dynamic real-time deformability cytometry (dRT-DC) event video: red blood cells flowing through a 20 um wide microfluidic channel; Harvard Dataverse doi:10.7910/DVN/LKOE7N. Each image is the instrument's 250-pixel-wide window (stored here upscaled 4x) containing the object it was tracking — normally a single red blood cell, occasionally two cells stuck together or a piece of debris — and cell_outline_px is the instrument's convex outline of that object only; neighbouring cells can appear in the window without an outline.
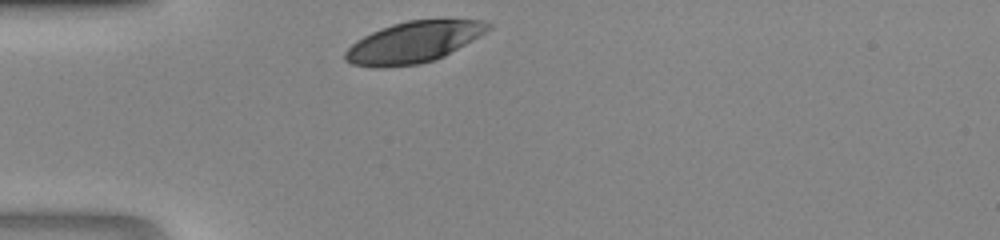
{"species": "human", "species_latin": "Homo sapiens", "temperature_condition": "room temperature", "stored_images_in_passage": 25, "camera_frame_rate_fps": 3000, "um_per_image_px": 0.085, "donor": {"sex": "male"}, "frame": {"image": 1, "passage_image": 1, "time_ms": 0.0, "image_size_px": [1000, 240], "cell_outline_px": [[492, 28], [472, 40], [444, 56], [436, 60], [420, 64], [384, 68], [376, 68], [352, 64], [344, 60], [344, 52], [356, 40], [380, 28], [392, 24], [408, 20], [480, 20], [492, 24]], "centroid_in_image_um": [35.11, 3.6], "position_along_channel_um": 49.9, "area_um2": 34.28}}
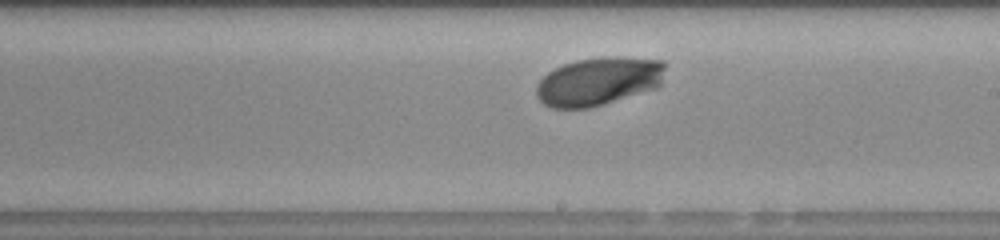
{"frame": {"image": 2, "passage_image": 15, "time_ms": 4.667, "image_size_px": [1000, 240], "cell_outline_px": [[664, 68], [660, 88], [604, 104], [588, 108], [552, 108], [544, 104], [536, 96], [536, 84], [548, 72], [564, 64], [576, 60], [612, 56], [616, 56], [664, 60]], "centroid_in_image_um": [50.9, 6.92], "position_along_channel_um": 238.1, "area_um2": 36.53}}
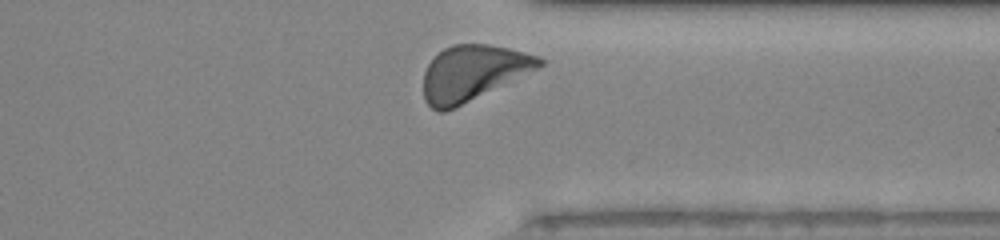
{"frame": {"image": 3, "passage_image": 24, "time_ms": 7.667, "image_size_px": [1000, 240], "cell_outline_px": [[544, 64], [456, 108], [444, 112], [440, 112], [432, 108], [424, 100], [424, 72], [428, 64], [444, 48], [452, 44], [488, 44], [508, 48], [540, 56], [544, 60]], "centroid_in_image_um": [40.16, 6.2], "position_along_channel_um": 371.2, "area_um2": 36.93}}